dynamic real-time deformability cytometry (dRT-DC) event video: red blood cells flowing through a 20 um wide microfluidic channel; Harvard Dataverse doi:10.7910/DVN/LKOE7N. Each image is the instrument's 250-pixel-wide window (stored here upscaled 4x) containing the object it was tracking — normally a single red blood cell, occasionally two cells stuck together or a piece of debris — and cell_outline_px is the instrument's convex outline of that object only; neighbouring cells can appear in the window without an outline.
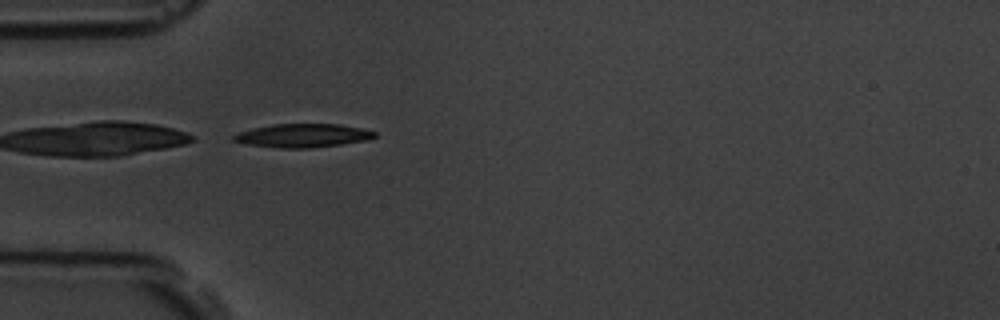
{"species": "common noctule bat (a hibernating species)", "species_latin": "Nyctalus noctula", "temperature_condition": "room temperature", "stored_images_in_passage": 5, "camera_frame_rate_fps": 3000, "um_per_image_px": 0.085, "animal": {"sex": "male", "body_mass_g": 19.5, "forearm_length_mm": 54.6}, "frame": {"image": 1, "passage_image": 5, "time_ms": 5.333, "image_size_px": [1000, 320], "cell_outline_px": [[376, 136], [364, 140], [340, 144], [308, 148], [280, 148], [248, 144], [232, 140], [232, 136], [240, 132], [252, 128], [272, 124], [340, 124], [360, 128], [376, 132]], "centroid_in_image_um": [25.7, 11.51], "position_along_channel_um": 59.3, "area_um2": 19.07}}